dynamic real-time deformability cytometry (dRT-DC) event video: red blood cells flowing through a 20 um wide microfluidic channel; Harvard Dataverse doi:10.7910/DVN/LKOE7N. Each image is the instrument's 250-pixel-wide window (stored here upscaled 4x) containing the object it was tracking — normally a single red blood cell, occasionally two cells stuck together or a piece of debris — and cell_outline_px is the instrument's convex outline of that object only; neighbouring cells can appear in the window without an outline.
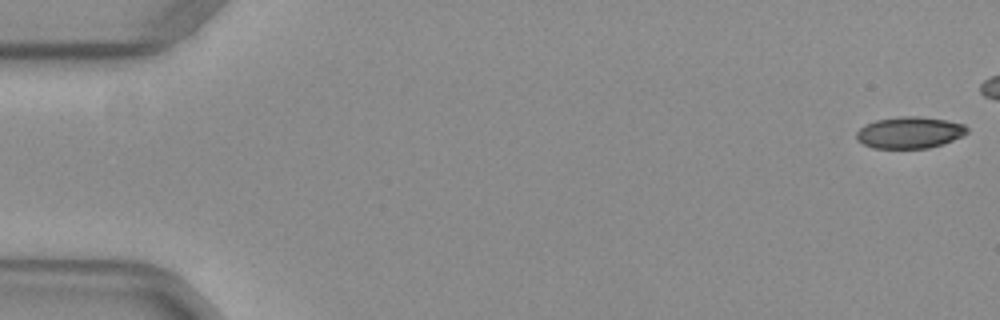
{"species": "common noctule bat (a hibernating species)", "species_latin": "Nyctalus noctula", "temperature_condition": "warm", "stored_images_in_passage": 16, "camera_frame_rate_fps": 3000, "um_per_image_px": 0.085, "animal": {"sex": "female", "body_mass_g": 29.2, "forearm_length_mm": 56.3}, "frame": {"image": 1, "passage_image": 1, "time_ms": 0.0, "image_size_px": [1000, 320], "cell_outline_px": [[968, 132], [964, 136], [928, 148], [872, 148], [856, 140], [856, 132], [864, 124], [876, 120], [900, 116], [920, 116], [944, 120], [964, 124], [968, 128]], "centroid_in_image_um": [77.3, 11.26], "position_along_channel_um": 7.7, "area_um2": 20.4}}